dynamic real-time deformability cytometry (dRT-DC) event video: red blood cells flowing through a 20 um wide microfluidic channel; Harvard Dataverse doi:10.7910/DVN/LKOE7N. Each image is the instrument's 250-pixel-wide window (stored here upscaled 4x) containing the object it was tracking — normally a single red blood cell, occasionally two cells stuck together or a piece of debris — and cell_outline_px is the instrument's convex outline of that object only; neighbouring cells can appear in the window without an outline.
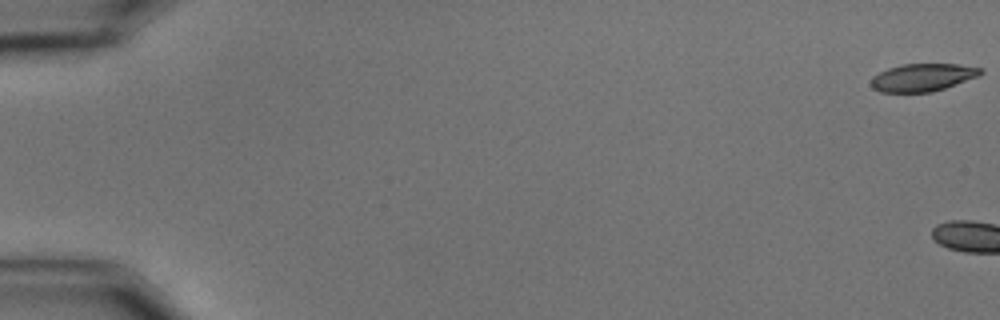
{"species": "common noctule bat (a hibernating species)", "species_latin": "Nyctalus noctula", "temperature_condition": "cold", "stored_images_in_passage": 5, "camera_frame_rate_fps": 3000, "um_per_image_px": 0.085, "animal": {"sex": "male", "body_mass_g": 15.6}, "frame": {"image": 1, "passage_image": 1, "time_ms": 0.0, "image_size_px": [1000, 320], "cell_outline_px": [[984, 72], [980, 76], [932, 92], [880, 92], [872, 88], [872, 76], [888, 68], [904, 64], [960, 64], [984, 68]], "centroid_in_image_um": [78.47, 6.57], "position_along_channel_um": 6.5, "area_um2": 17.74}}